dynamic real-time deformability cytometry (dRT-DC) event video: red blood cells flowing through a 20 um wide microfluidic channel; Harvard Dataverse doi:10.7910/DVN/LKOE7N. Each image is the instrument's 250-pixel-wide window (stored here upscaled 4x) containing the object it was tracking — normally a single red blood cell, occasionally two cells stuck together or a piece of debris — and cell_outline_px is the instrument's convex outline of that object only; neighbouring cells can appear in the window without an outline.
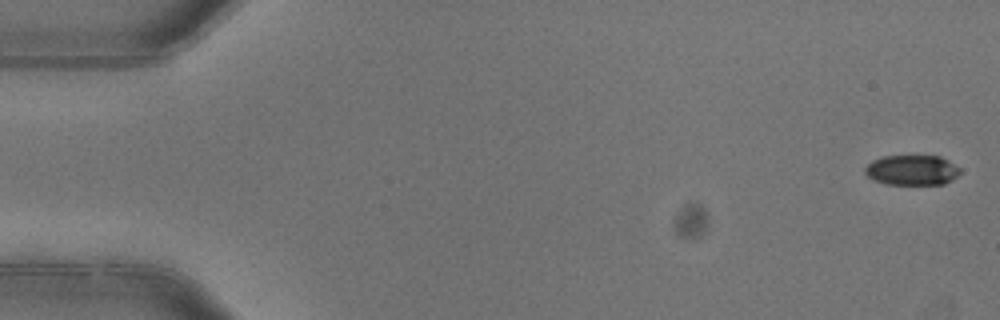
{"species": "common noctule bat (a hibernating species)", "species_latin": "Nyctalus noctula", "temperature_condition": "warm", "stored_images_in_passage": 4, "camera_frame_rate_fps": 3000, "um_per_image_px": 0.085, "animal": {"sex": "female"}, "frame": {"image": 1, "passage_image": 1, "time_ms": 0.0, "image_size_px": [1000, 320], "cell_outline_px": [[960, 172], [952, 180], [944, 184], [888, 184], [872, 180], [864, 172], [864, 168], [872, 160], [884, 156], [940, 156], [948, 160], [960, 168]], "centroid_in_image_um": [77.5, 14.46], "position_along_channel_um": 7.5, "area_um2": 16.7}}